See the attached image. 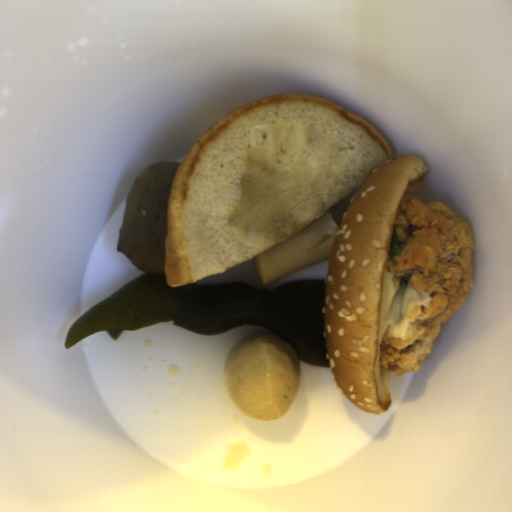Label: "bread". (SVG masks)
<instances>
[{
  "label": "bread",
  "mask_w": 512,
  "mask_h": 512,
  "mask_svg": "<svg viewBox=\"0 0 512 512\" xmlns=\"http://www.w3.org/2000/svg\"><path fill=\"white\" fill-rule=\"evenodd\" d=\"M396 155L360 115L321 96L263 95L203 130L183 155L167 199L170 287L227 272L323 217L355 192L328 259L324 343L345 398L389 410L379 340L384 272L401 201L428 174Z\"/></svg>",
  "instance_id": "8d2b1439"
}]
</instances>
